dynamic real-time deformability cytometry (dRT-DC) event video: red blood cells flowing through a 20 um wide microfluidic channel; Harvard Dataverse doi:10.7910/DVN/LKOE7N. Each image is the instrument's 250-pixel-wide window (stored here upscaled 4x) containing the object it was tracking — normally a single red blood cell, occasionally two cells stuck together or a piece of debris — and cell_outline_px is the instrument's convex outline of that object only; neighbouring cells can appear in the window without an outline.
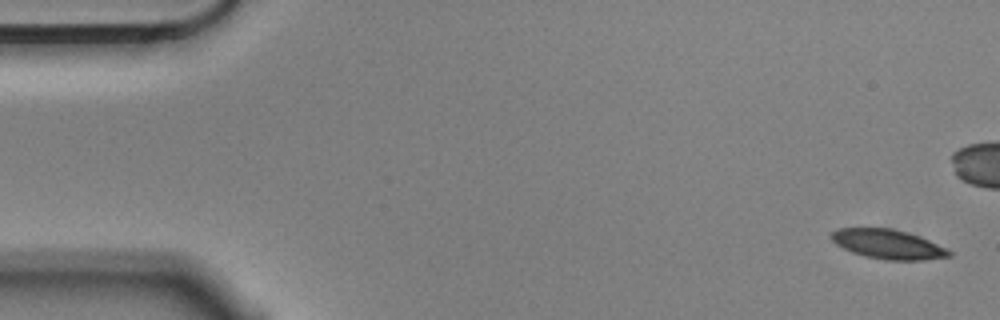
{"species": "Egyptian fruit bat (a non-hibernating species)", "species_latin": "Rousettus aegyptiacus", "temperature_condition": "cold", "stored_images_in_passage": 6, "camera_frame_rate_fps": 3000, "um_per_image_px": 0.085, "animal": {"sex": "male"}, "frame": {"image": 1, "passage_image": 1, "time_ms": 0.0, "image_size_px": [1000, 320], "cell_outline_px": [[952, 256], [924, 260], [884, 260], [864, 256], [852, 252], [836, 244], [828, 236], [836, 228], [892, 228], [908, 232], [920, 236], [948, 248], [952, 252]], "centroid_in_image_um": [75.5, 20.75], "position_along_channel_um": 9.5, "area_um2": 20.46}}
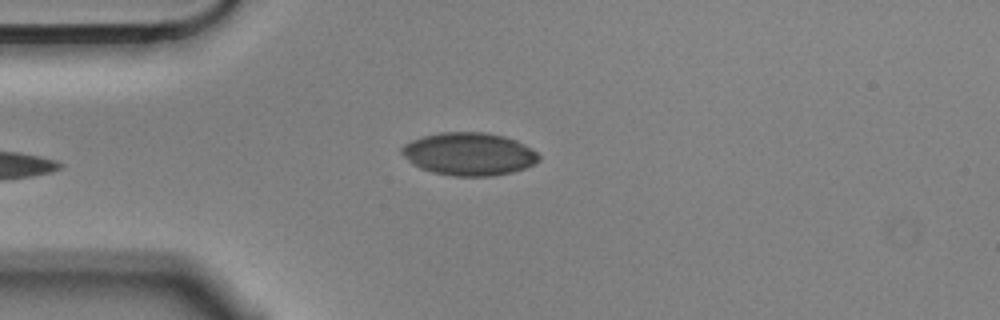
{"frame": {"image": 2, "passage_image": 6, "time_ms": 1.667, "image_size_px": [1000, 320], "cell_outline_px": [[540, 160], [524, 168], [512, 172], [492, 176], [452, 176], [432, 172], [420, 168], [412, 164], [400, 152], [400, 148], [404, 144], [412, 140], [424, 136], [440, 132], [484, 132], [504, 136], [516, 140], [532, 148], [540, 156]], "centroid_in_image_um": [39.85, 13.09], "position_along_channel_um": 45.1, "area_um2": 34.28}}